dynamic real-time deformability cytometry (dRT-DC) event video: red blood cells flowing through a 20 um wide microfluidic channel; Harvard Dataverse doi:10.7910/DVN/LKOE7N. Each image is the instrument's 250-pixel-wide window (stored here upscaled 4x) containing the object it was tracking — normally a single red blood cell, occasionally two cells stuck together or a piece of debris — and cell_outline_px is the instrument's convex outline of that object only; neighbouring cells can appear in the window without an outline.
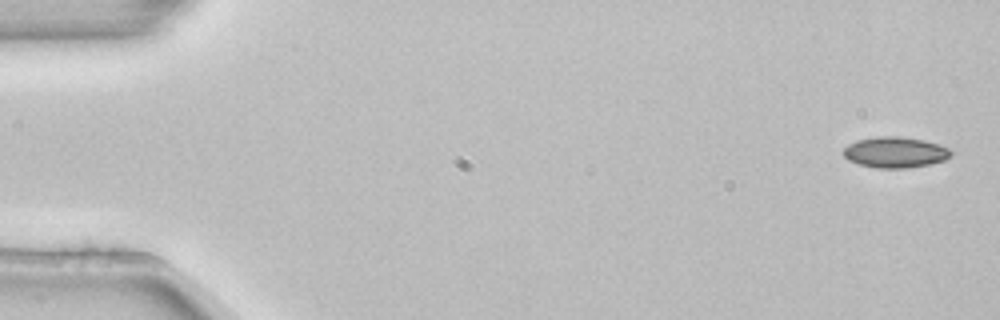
{"species": "common noctule bat (a hibernating species)", "species_latin": "Nyctalus noctula", "temperature_condition": "room temperature", "stored_images_in_passage": 6, "segment_of_instrument_passage": [1, 2], "camera_frame_rate_fps": 3000, "um_per_image_px": 0.085, "animal": {"sex": "female", "body_mass_g": 22.7, "forearm_length_mm": 54.2}, "frame": {"image": 1, "passage_image": 1, "time_ms": 0.0, "image_size_px": [1000, 320], "cell_outline_px": [[952, 152], [944, 160], [928, 164], [904, 168], [876, 168], [860, 164], [848, 160], [844, 156], [844, 148], [848, 144], [856, 140], [876, 136], [900, 136], [924, 140], [948, 148]], "centroid_in_image_um": [76.04, 12.93], "position_along_channel_um": 9.0, "area_um2": 19.13}}
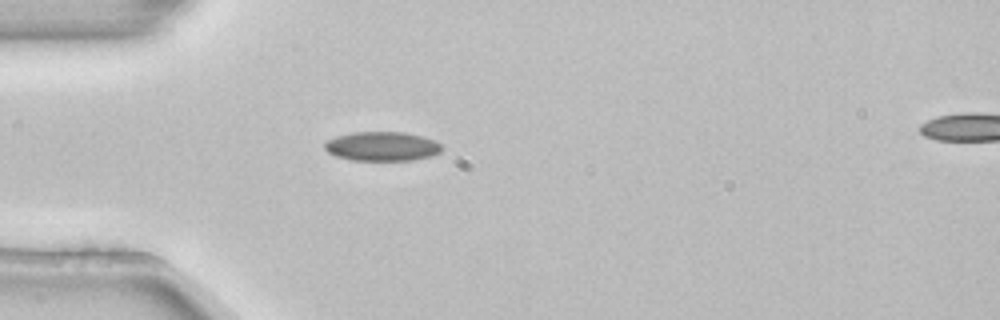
{"frame": {"image": 2, "passage_image": 5, "time_ms": 1.333, "image_size_px": [1000, 320], "cell_outline_px": [[440, 152], [432, 156], [412, 160], [352, 160], [336, 156], [328, 152], [324, 148], [324, 144], [328, 140], [336, 136], [352, 132], [404, 132], [424, 136], [436, 140], [440, 144]], "centroid_in_image_um": [32.48, 12.43], "position_along_channel_um": 52.5, "area_um2": 20.0}}